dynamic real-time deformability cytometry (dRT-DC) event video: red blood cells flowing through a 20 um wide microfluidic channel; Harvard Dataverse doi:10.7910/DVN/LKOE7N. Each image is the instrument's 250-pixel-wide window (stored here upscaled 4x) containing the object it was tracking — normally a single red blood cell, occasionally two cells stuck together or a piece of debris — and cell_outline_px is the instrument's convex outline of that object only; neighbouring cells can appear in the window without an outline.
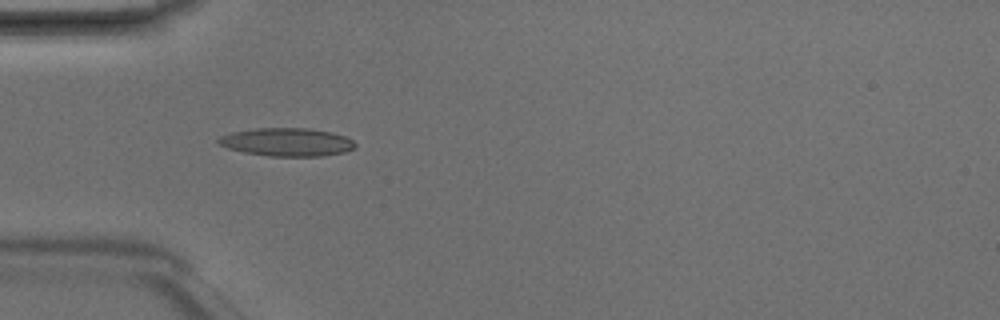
{"species": "Egyptian fruit bat (a non-hibernating species)", "species_latin": "Rousettus aegyptiacus", "temperature_condition": "room temperature", "stored_images_in_passage": 5, "camera_frame_rate_fps": 3000, "um_per_image_px": 0.085, "animal": {"sex": "male"}, "frame": {"image": 1, "passage_image": 4, "time_ms": 1.0, "image_size_px": [1000, 320], "cell_outline_px": [[356, 148], [344, 152], [324, 156], [268, 156], [244, 152], [228, 148], [220, 144], [216, 140], [220, 136], [232, 132], [256, 128], [308, 128], [332, 132], [344, 136], [352, 140], [356, 144]], "centroid_in_image_um": [24.41, 12.08], "position_along_channel_um": 60.6, "area_um2": 22.48}}